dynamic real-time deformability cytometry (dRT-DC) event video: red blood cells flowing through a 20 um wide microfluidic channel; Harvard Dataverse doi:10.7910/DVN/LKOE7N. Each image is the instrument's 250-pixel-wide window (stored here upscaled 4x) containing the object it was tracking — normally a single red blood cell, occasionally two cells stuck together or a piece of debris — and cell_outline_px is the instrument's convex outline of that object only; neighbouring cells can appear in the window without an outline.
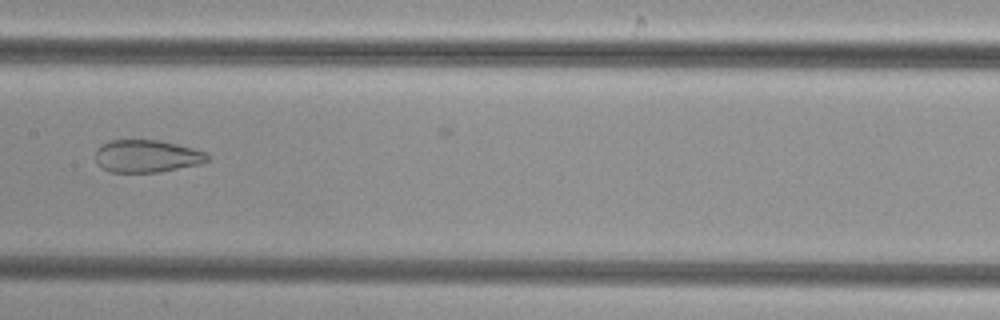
{"species": "common noctule bat (a hibernating species)", "species_latin": "Nyctalus noctula", "temperature_condition": "cold", "stored_images_in_passage": 26, "camera_frame_rate_fps": 3000, "um_per_image_px": 0.085, "animal": {"sex": "female", "body_mass_g": 29.2, "forearm_length_mm": 56.3}, "frame": {"image": 1, "passage_image": 11, "time_ms": 3.333, "image_size_px": [1000, 320], "cell_outline_px": [[208, 160], [200, 164], [160, 172], [108, 172], [100, 168], [96, 164], [96, 148], [100, 144], [108, 140], [160, 140], [192, 148], [204, 152], [208, 156]], "centroid_in_image_um": [12.41, 13.27], "position_along_channel_um": 195.0, "area_um2": 21.39}}
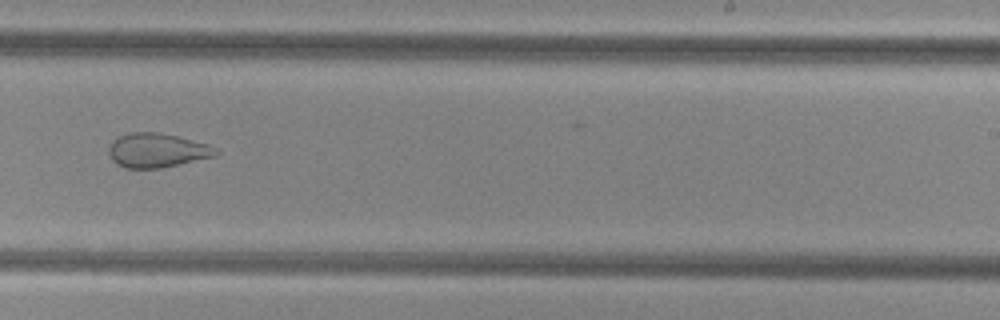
{"frame": {"image": 2, "passage_image": 17, "time_ms": 5.333, "image_size_px": [1000, 320], "cell_outline_px": [[220, 152], [216, 156], [160, 168], [124, 168], [116, 164], [112, 160], [108, 152], [108, 148], [112, 140], [128, 132], [160, 132], [208, 144], [220, 148]], "centroid_in_image_um": [13.35, 12.78], "position_along_channel_um": 275.6, "area_um2": 21.56}}
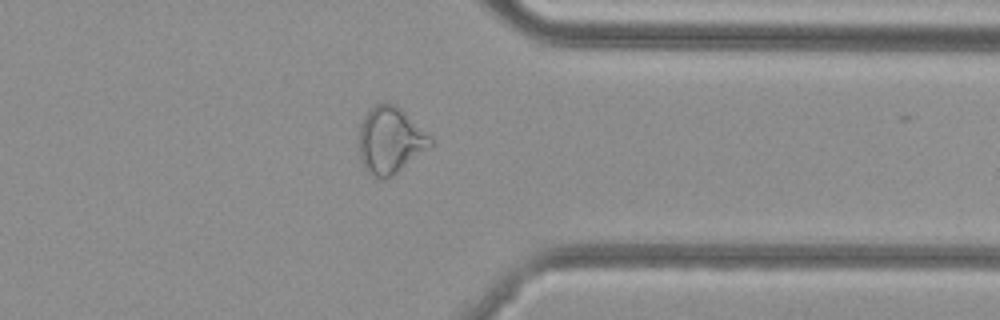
{"frame": {"image": 3, "passage_image": 25, "time_ms": 8.0, "image_size_px": [1000, 320], "cell_outline_px": [[432, 144], [392, 176], [376, 180], [364, 168], [360, 160], [356, 144], [360, 124], [364, 116], [376, 104], [396, 104], [432, 136]], "centroid_in_image_um": [33.11, 11.94], "position_along_channel_um": 378.3, "area_um2": 27.92}}